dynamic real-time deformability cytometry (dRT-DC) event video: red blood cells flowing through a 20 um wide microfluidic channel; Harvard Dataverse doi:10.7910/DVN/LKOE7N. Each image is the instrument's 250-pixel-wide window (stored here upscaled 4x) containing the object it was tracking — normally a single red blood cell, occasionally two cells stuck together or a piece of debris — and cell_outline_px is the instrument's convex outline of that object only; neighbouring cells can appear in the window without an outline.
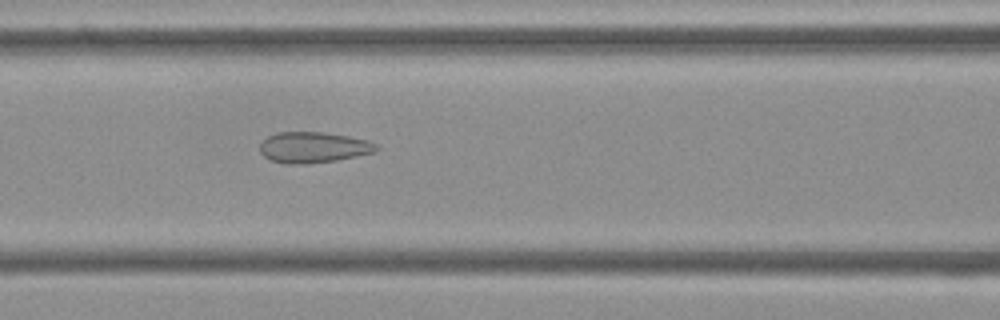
{"species": "Egyptian fruit bat (a non-hibernating species)", "species_latin": "Rousettus aegyptiacus", "temperature_condition": "cold", "stored_images_in_passage": 53, "camera_frame_rate_fps": 3000, "um_per_image_px": 0.085, "frame": {"image": 1, "passage_image": 22, "time_ms": 7.0, "image_size_px": [1000, 320], "cell_outline_px": [[380, 148], [376, 152], [336, 160], [308, 164], [284, 164], [272, 160], [264, 156], [260, 152], [260, 144], [268, 136], [276, 132], [320, 132], [348, 136], [368, 140], [376, 144]], "centroid_in_image_um": [26.64, 12.53], "position_along_channel_um": 140.0, "area_um2": 20.98}}
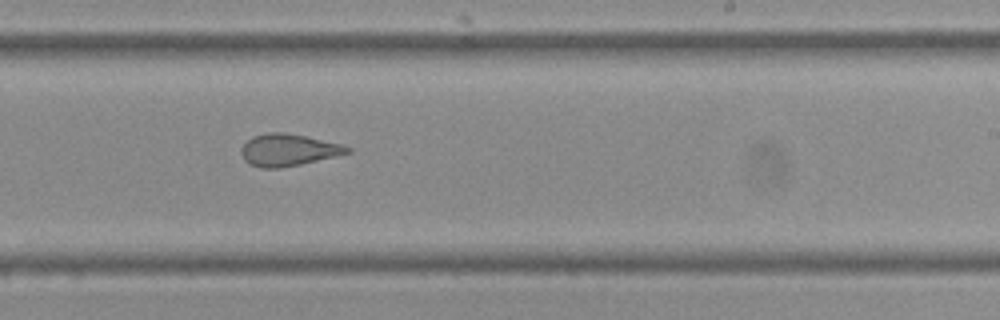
{"frame": {"image": 2, "passage_image": 32, "time_ms": 10.333, "image_size_px": [1000, 320], "cell_outline_px": [[352, 152], [300, 164], [280, 168], [260, 168], [244, 160], [240, 152], [240, 148], [252, 136], [268, 132], [284, 132], [304, 136], [340, 144], [352, 148]], "centroid_in_image_um": [24.47, 12.74], "position_along_channel_um": 264.5, "area_um2": 19.59}}
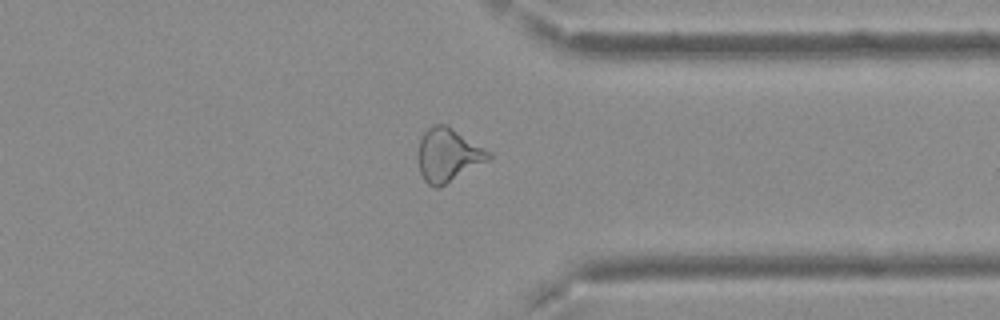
{"frame": {"image": 3, "passage_image": 41, "time_ms": 13.333, "image_size_px": [1000, 320], "cell_outline_px": [[492, 156], [488, 160], [440, 188], [436, 188], [428, 184], [424, 180], [420, 172], [416, 160], [420, 140], [424, 132], [428, 128], [436, 124], [448, 124], [492, 152]], "centroid_in_image_um": [38.08, 13.17], "position_along_channel_um": 373.3, "area_um2": 22.31}, "authors_computed_cell_mechanics": {"area_um2": 22.4842, "velocity_mm_per_s": 3.7444, "shape_relaxation_time_tau1_ms": null, "shape_relaxation_time_tau2_ms": 1.4177, "deformation_change_tau1": null, "deformation_change_tau2": 0.0984}}